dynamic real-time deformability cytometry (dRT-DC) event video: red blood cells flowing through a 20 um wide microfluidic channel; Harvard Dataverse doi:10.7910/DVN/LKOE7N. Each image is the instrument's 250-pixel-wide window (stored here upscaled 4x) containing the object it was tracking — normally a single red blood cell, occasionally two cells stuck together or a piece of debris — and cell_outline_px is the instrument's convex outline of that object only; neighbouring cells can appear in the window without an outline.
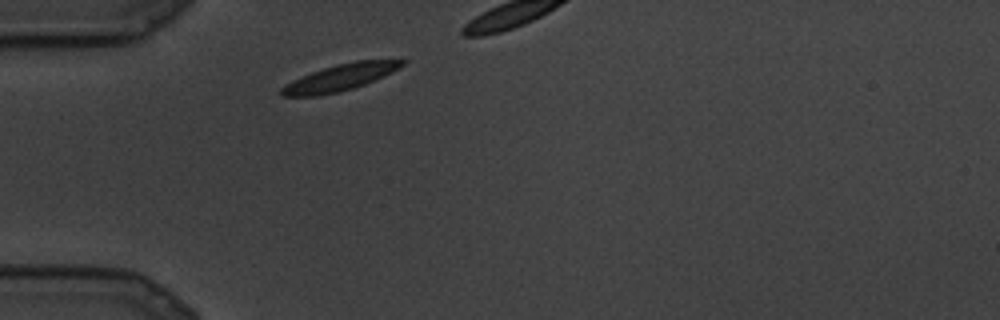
{"species": "common noctule bat (a hibernating species)", "species_latin": "Nyctalus noctula", "temperature_condition": "cold", "stored_images_in_passage": 7, "camera_frame_rate_fps": 3000, "um_per_image_px": 0.085, "animal": {"sex": "male", "body_mass_g": 19.5, "forearm_length_mm": 54.6}, "frame": {"image": 1, "passage_image": 1, "time_ms": 0.0, "image_size_px": [1000, 320], "cell_outline_px": [[408, 60], [404, 64], [384, 76], [376, 80], [352, 88], [336, 92], [316, 96], [280, 96], [280, 88], [292, 80], [312, 72], [336, 64], [356, 60]], "centroid_in_image_um": [28.88, 6.59], "position_along_channel_um": 56.1, "area_um2": 18.38}}
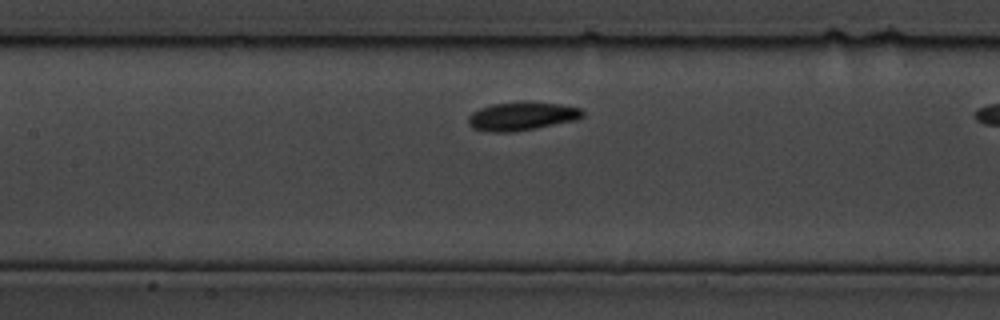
{"frame": {"image": 2, "passage_image": 6, "time_ms": 1.667, "image_size_px": [1000, 320], "cell_outline_px": [[584, 116], [576, 120], [536, 128], [512, 132], [488, 132], [472, 128], [468, 124], [468, 116], [472, 112], [480, 108], [492, 104], [560, 104], [580, 108], [584, 112]], "centroid_in_image_um": [44.32, 9.92], "position_along_channel_um": 163.1, "area_um2": 18.32}}